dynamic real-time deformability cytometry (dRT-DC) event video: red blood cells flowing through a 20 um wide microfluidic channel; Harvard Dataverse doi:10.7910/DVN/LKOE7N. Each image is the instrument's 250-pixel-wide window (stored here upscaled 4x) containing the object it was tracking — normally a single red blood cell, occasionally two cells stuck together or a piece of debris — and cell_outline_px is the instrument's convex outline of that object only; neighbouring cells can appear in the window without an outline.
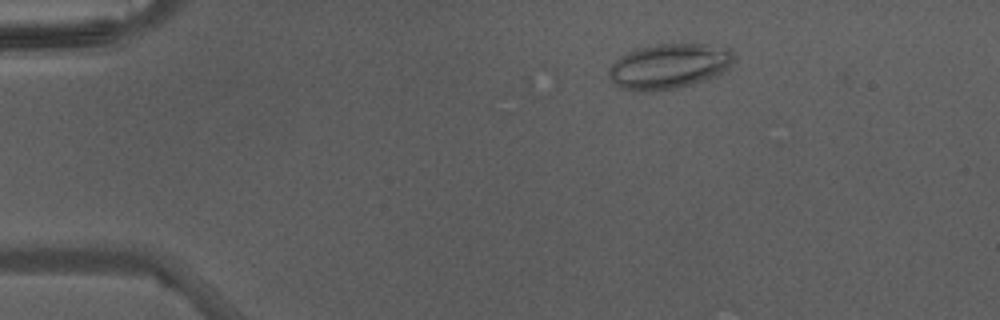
{"species": "Egyptian fruit bat (a non-hibernating species)", "species_latin": "Rousettus aegyptiacus", "temperature_condition": "warm", "stored_images_in_passage": 26, "camera_frame_rate_fps": 3000, "um_per_image_px": 0.085, "animal": {"sex": "male"}, "frame": {"image": 1, "passage_image": 8, "time_ms": 2.333, "image_size_px": [1000, 320], "cell_outline_px": [[736, 60], [720, 76], [708, 80], [680, 88], [652, 92], [636, 92], [620, 88], [608, 76], [608, 68], [620, 56], [636, 48], [656, 44], [704, 44], [728, 48], [732, 52]], "centroid_in_image_um": [56.89, 5.65], "position_along_channel_um": 28.1, "area_um2": 33.64}}
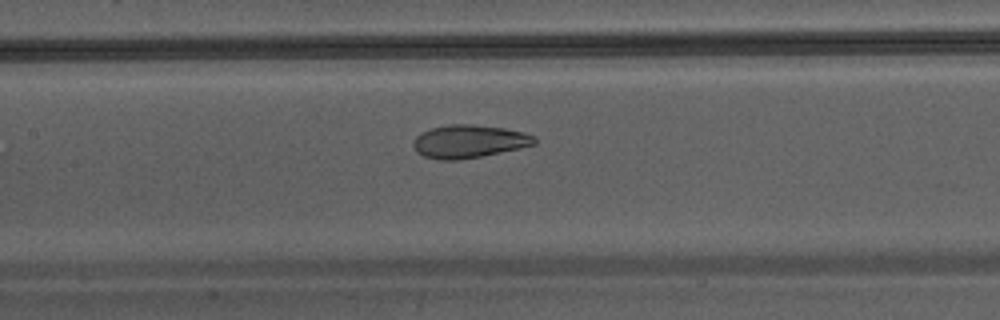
{"frame": {"image": 2, "passage_image": 22, "time_ms": 7.0, "image_size_px": [1000, 320], "cell_outline_px": [[536, 144], [520, 148], [480, 156], [456, 160], [440, 160], [424, 156], [416, 152], [412, 144], [416, 136], [420, 132], [432, 128], [452, 124], [472, 124], [504, 128], [524, 132], [536, 136]], "centroid_in_image_um": [39.86, 12.01], "position_along_channel_um": 167.5, "area_um2": 23.29}}
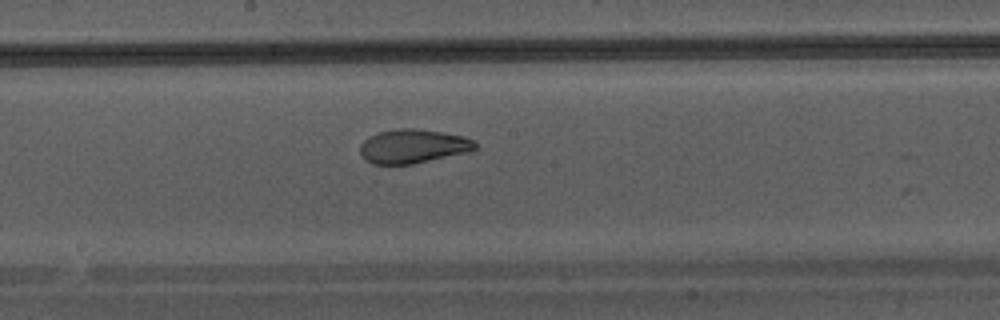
{"frame": {"image": 3, "passage_image": 25, "time_ms": 8.0, "image_size_px": [1000, 320], "cell_outline_px": [[476, 148], [468, 152], [412, 164], [372, 164], [364, 160], [360, 152], [360, 144], [368, 136], [380, 132], [396, 128], [416, 128], [464, 136], [472, 140], [476, 144]], "centroid_in_image_um": [35.06, 12.43], "position_along_channel_um": 213.1, "area_um2": 22.77}}